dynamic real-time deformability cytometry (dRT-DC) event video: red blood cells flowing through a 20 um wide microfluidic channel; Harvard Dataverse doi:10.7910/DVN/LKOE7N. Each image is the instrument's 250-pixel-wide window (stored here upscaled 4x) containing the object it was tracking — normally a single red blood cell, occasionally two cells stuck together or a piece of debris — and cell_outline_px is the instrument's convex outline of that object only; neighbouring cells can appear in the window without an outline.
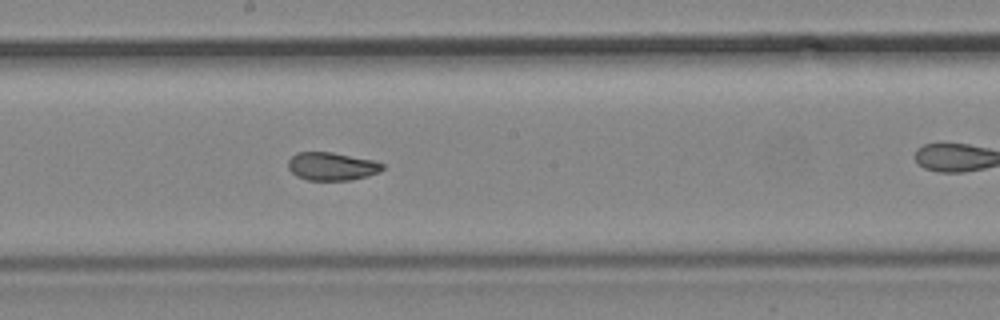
{"species": "common noctule bat (a hibernating species)", "species_latin": "Nyctalus noctula", "temperature_condition": "cold", "stored_images_in_passage": 9, "camera_frame_rate_fps": 3000, "um_per_image_px": 0.085, "animal": {"sex": "male", "body_mass_g": 19.2, "forearm_length_mm": 51.8}, "frame": {"image": 1, "passage_image": 8, "time_ms": 8.0, "image_size_px": [1000, 320], "cell_outline_px": [[384, 168], [380, 172], [368, 176], [352, 180], [308, 180], [296, 176], [288, 168], [288, 160], [296, 152], [332, 152], [372, 160], [384, 164]], "centroid_in_image_um": [28.2, 14.14], "position_along_channel_um": 220.0, "area_um2": 15.49}}